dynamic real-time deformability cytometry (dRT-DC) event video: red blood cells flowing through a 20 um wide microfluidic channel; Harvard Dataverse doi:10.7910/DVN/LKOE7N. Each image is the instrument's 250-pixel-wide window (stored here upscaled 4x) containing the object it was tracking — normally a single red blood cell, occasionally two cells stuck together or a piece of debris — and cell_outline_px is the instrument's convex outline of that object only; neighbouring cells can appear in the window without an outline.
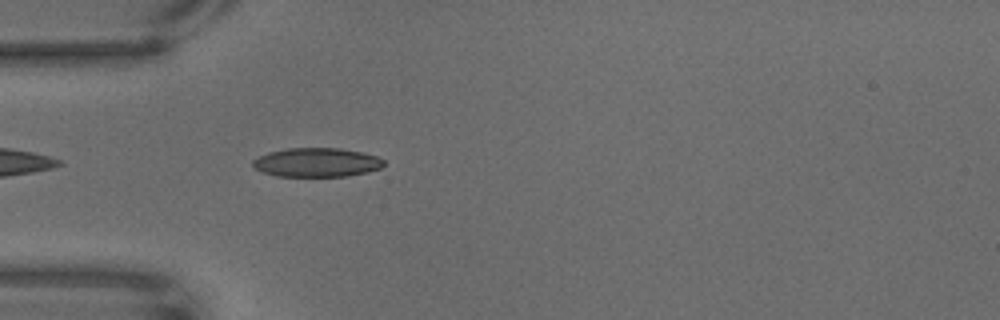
{"species": "common noctule bat (a hibernating species)", "species_latin": "Nyctalus noctula", "temperature_condition": "warm", "stored_images_in_passage": 50, "camera_frame_rate_fps": 3000, "um_per_image_px": 0.085, "animal": {"sex": "male", "body_mass_g": 18.8}, "frame": {"image": 1, "passage_image": 4, "time_ms": 1.0, "image_size_px": [1000, 320], "cell_outline_px": [[384, 164], [380, 168], [368, 172], [348, 176], [276, 176], [264, 172], [256, 168], [252, 164], [252, 160], [268, 152], [288, 148], [340, 148], [360, 152], [376, 156], [384, 160]], "centroid_in_image_um": [26.93, 13.8], "position_along_channel_um": 58.1, "area_um2": 22.02}}
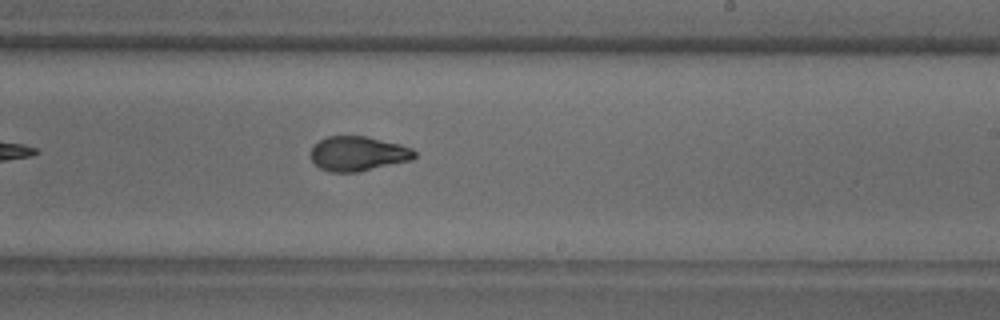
{"frame": {"image": 2, "passage_image": 24, "time_ms": 7.667, "image_size_px": [1000, 320], "cell_outline_px": [[416, 156], [412, 160], [356, 172], [332, 172], [320, 168], [312, 160], [312, 144], [328, 136], [364, 136], [400, 144], [412, 148], [416, 152]], "centroid_in_image_um": [30.44, 13.05], "position_along_channel_um": 258.6, "area_um2": 20.81}}
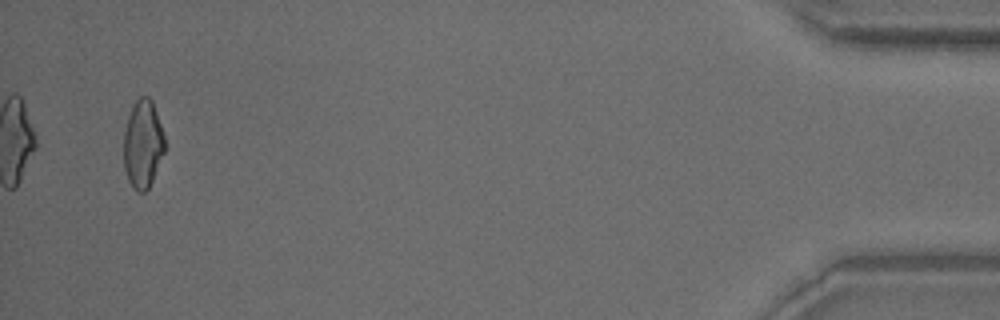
{"frame": {"image": 3, "passage_image": 48, "time_ms": 15.667, "image_size_px": [1000, 320], "cell_outline_px": [[164, 152], [152, 180], [148, 188], [144, 192], [140, 192], [132, 188], [128, 180], [124, 168], [124, 132], [128, 116], [136, 100], [140, 96], [148, 96], [152, 100], [164, 132]], "centroid_in_image_um": [12.14, 12.24], "position_along_channel_um": 423.1, "area_um2": 20.98}}